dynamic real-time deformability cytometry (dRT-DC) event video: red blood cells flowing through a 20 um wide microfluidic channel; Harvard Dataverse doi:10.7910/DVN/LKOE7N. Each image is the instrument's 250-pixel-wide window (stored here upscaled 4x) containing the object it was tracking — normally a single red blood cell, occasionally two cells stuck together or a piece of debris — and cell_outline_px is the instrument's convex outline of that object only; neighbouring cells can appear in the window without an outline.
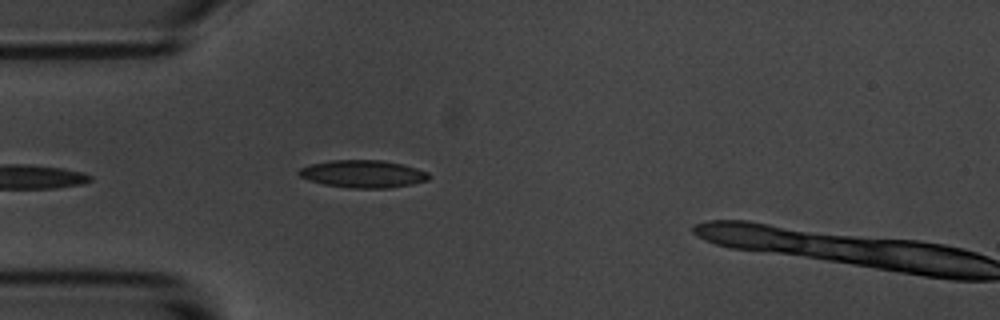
{"species": "common noctule bat (a hibernating species)", "species_latin": "Nyctalus noctula", "temperature_condition": "room temperature", "stored_images_in_passage": 35, "camera_frame_rate_fps": 3000, "um_per_image_px": 0.085, "animal": {"sex": "male", "body_mass_g": 20.1, "forearm_length_mm": 53.5}, "frame": {"image": 1, "passage_image": 1, "time_ms": 0.0, "image_size_px": [1000, 320], "cell_outline_px": [[432, 176], [428, 180], [412, 184], [388, 188], [348, 188], [324, 184], [300, 176], [296, 172], [300, 168], [308, 164], [332, 160], [380, 160], [404, 164], [428, 172]], "centroid_in_image_um": [30.88, 14.77], "position_along_channel_um": 54.1, "area_um2": 20.92}}